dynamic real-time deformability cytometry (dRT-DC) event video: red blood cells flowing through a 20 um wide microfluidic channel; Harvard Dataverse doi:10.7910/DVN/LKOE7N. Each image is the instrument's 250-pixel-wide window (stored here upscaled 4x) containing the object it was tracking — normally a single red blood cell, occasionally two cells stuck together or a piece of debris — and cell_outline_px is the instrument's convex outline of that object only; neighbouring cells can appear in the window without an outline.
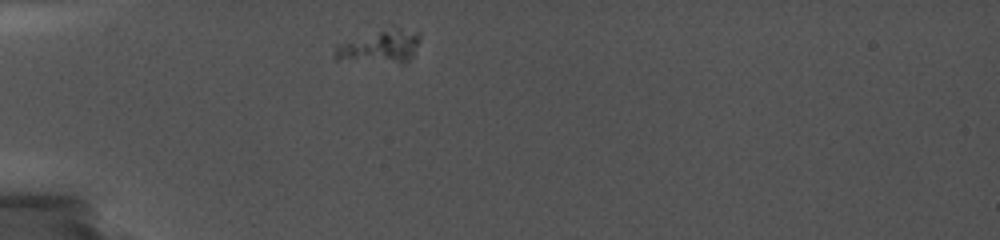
{"species": "common noctule bat (a hibernating species)", "species_latin": "Nyctalus noctula", "temperature_condition": "cold", "stored_images_in_passage": 10, "camera_frame_rate_fps": 5000, "um_per_image_px": 0.085, "animal": {"sex": "female", "body_mass_g": 19.0, "forearm_length_mm": 56.7}, "frame": {"image": 1, "passage_image": 1, "time_ms": 0.0, "image_size_px": [1000, 240], "cell_outline_px": [[420, 40], [412, 56], [404, 64], [336, 60], [332, 56], [336, 48], [340, 44], [380, 32], [396, 28], [420, 32]], "centroid_in_image_um": [32.34, 4.03], "position_along_channel_um": 52.7, "area_um2": 15.9}}
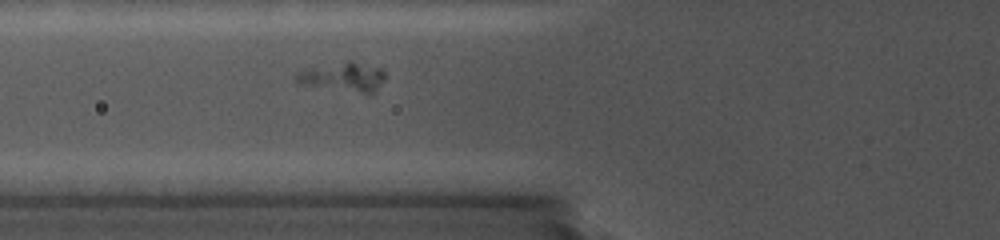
{"frame": {"image": 2, "passage_image": 5, "time_ms": 1.8, "image_size_px": [1000, 240], "cell_outline_px": [[384, 76], [376, 92], [360, 92], [296, 84], [292, 80], [296, 72], [348, 60], [352, 60], [384, 68]], "centroid_in_image_um": [29.15, 6.52], "position_along_channel_um": 96.6, "area_um2": 15.03}}